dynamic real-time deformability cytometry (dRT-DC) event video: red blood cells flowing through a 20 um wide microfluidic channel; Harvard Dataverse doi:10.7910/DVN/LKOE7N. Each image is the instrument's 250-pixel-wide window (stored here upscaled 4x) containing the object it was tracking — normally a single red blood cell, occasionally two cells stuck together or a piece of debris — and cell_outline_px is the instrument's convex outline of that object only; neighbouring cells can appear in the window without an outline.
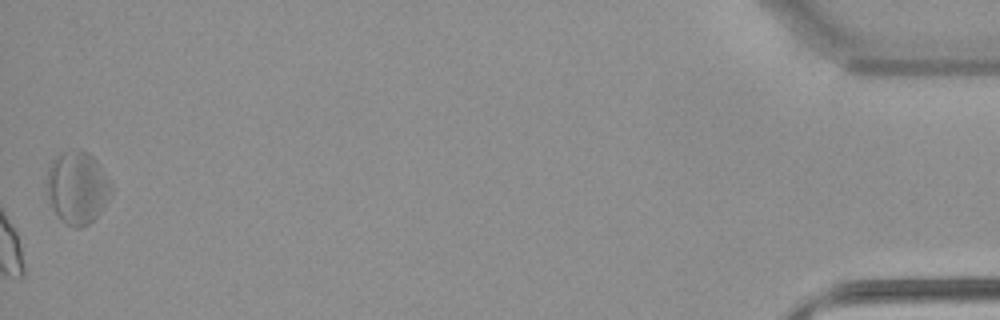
{"species": "common noctule bat (a hibernating species)", "species_latin": "Nyctalus noctula", "temperature_condition": "warm", "stored_images_in_passage": 45, "camera_frame_rate_fps": 3000, "um_per_image_px": 0.085, "animal": {"sex": "female", "body_mass_g": 22.7, "forearm_length_mm": 54.2}, "frame": {"image": 1, "passage_image": 45, "time_ms": 14.667, "image_size_px": [1000, 320], "cell_outline_px": [[112, 192], [100, 212], [88, 224], [80, 228], [76, 228], [64, 224], [60, 220], [48, 196], [48, 168], [52, 160], [60, 152], [76, 148], [80, 148], [88, 152], [100, 164], [112, 184]], "centroid_in_image_um": [6.59, 15.91], "position_along_channel_um": 428.6, "area_um2": 27.28}, "authors_computed_cell_mechanics": {"area_um2": 19.8254, "velocity_mm_per_s": 3.7781, "shape_relaxation_time_tau1_ms": null, "shape_relaxation_time_tau2_ms": 2.3462, "deformation_change_tau1": null, "deformation_change_tau2": 0.0675}}